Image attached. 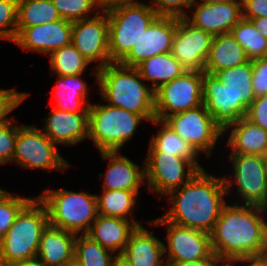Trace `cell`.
Listing matches in <instances>:
<instances>
[{"mask_svg": "<svg viewBox=\"0 0 267 266\" xmlns=\"http://www.w3.org/2000/svg\"><path fill=\"white\" fill-rule=\"evenodd\" d=\"M267 208L225 204L210 234L211 247L226 266L267 259Z\"/></svg>", "mask_w": 267, "mask_h": 266, "instance_id": "obj_1", "label": "cell"}, {"mask_svg": "<svg viewBox=\"0 0 267 266\" xmlns=\"http://www.w3.org/2000/svg\"><path fill=\"white\" fill-rule=\"evenodd\" d=\"M229 193L224 178L199 170L180 188L166 196L173 205L162 217L171 223L211 234Z\"/></svg>", "mask_w": 267, "mask_h": 266, "instance_id": "obj_2", "label": "cell"}, {"mask_svg": "<svg viewBox=\"0 0 267 266\" xmlns=\"http://www.w3.org/2000/svg\"><path fill=\"white\" fill-rule=\"evenodd\" d=\"M92 73L96 75L102 99L108 105L155 119L154 90L147 86L136 67L111 62ZM149 87V88H148Z\"/></svg>", "mask_w": 267, "mask_h": 266, "instance_id": "obj_3", "label": "cell"}, {"mask_svg": "<svg viewBox=\"0 0 267 266\" xmlns=\"http://www.w3.org/2000/svg\"><path fill=\"white\" fill-rule=\"evenodd\" d=\"M48 224L45 205L38 197H33L0 242V266L35 258L42 232Z\"/></svg>", "mask_w": 267, "mask_h": 266, "instance_id": "obj_4", "label": "cell"}, {"mask_svg": "<svg viewBox=\"0 0 267 266\" xmlns=\"http://www.w3.org/2000/svg\"><path fill=\"white\" fill-rule=\"evenodd\" d=\"M109 19V57L121 62L137 43L143 32L159 16L148 4L123 2L104 8Z\"/></svg>", "mask_w": 267, "mask_h": 266, "instance_id": "obj_5", "label": "cell"}, {"mask_svg": "<svg viewBox=\"0 0 267 266\" xmlns=\"http://www.w3.org/2000/svg\"><path fill=\"white\" fill-rule=\"evenodd\" d=\"M96 195L48 188L37 197L47 209L50 225L78 235L87 234L98 216Z\"/></svg>", "mask_w": 267, "mask_h": 266, "instance_id": "obj_6", "label": "cell"}, {"mask_svg": "<svg viewBox=\"0 0 267 266\" xmlns=\"http://www.w3.org/2000/svg\"><path fill=\"white\" fill-rule=\"evenodd\" d=\"M146 120L142 115L110 105L89 106L88 138L102 151H120L132 139L138 124Z\"/></svg>", "mask_w": 267, "mask_h": 266, "instance_id": "obj_7", "label": "cell"}, {"mask_svg": "<svg viewBox=\"0 0 267 266\" xmlns=\"http://www.w3.org/2000/svg\"><path fill=\"white\" fill-rule=\"evenodd\" d=\"M154 100L155 119L161 121L203 105V71L186 70L154 91Z\"/></svg>", "mask_w": 267, "mask_h": 266, "instance_id": "obj_8", "label": "cell"}, {"mask_svg": "<svg viewBox=\"0 0 267 266\" xmlns=\"http://www.w3.org/2000/svg\"><path fill=\"white\" fill-rule=\"evenodd\" d=\"M146 157L145 185L160 196L188 183L199 171L189 159L157 152L150 144Z\"/></svg>", "mask_w": 267, "mask_h": 266, "instance_id": "obj_9", "label": "cell"}, {"mask_svg": "<svg viewBox=\"0 0 267 266\" xmlns=\"http://www.w3.org/2000/svg\"><path fill=\"white\" fill-rule=\"evenodd\" d=\"M13 162L24 168L63 172L71 166L58 153L56 144L34 125L18 126Z\"/></svg>", "mask_w": 267, "mask_h": 266, "instance_id": "obj_10", "label": "cell"}, {"mask_svg": "<svg viewBox=\"0 0 267 266\" xmlns=\"http://www.w3.org/2000/svg\"><path fill=\"white\" fill-rule=\"evenodd\" d=\"M164 122L198 153L204 152L208 156L213 154L212 149L223 135V129L214 121L204 104L170 115Z\"/></svg>", "mask_w": 267, "mask_h": 266, "instance_id": "obj_11", "label": "cell"}, {"mask_svg": "<svg viewBox=\"0 0 267 266\" xmlns=\"http://www.w3.org/2000/svg\"><path fill=\"white\" fill-rule=\"evenodd\" d=\"M234 179L223 176L227 191L232 184L244 204L258 205L267 208V177L263 155L230 153Z\"/></svg>", "mask_w": 267, "mask_h": 266, "instance_id": "obj_12", "label": "cell"}, {"mask_svg": "<svg viewBox=\"0 0 267 266\" xmlns=\"http://www.w3.org/2000/svg\"><path fill=\"white\" fill-rule=\"evenodd\" d=\"M149 222L152 227H167V245L164 244L167 266L209 258L213 254L210 234L168 222L162 216Z\"/></svg>", "mask_w": 267, "mask_h": 266, "instance_id": "obj_13", "label": "cell"}, {"mask_svg": "<svg viewBox=\"0 0 267 266\" xmlns=\"http://www.w3.org/2000/svg\"><path fill=\"white\" fill-rule=\"evenodd\" d=\"M109 19L103 9L94 17L73 22L72 45L91 63L98 61L96 68L111 63L109 57Z\"/></svg>", "mask_w": 267, "mask_h": 266, "instance_id": "obj_14", "label": "cell"}, {"mask_svg": "<svg viewBox=\"0 0 267 266\" xmlns=\"http://www.w3.org/2000/svg\"><path fill=\"white\" fill-rule=\"evenodd\" d=\"M213 36L193 26L185 17L177 18L171 54L187 69L204 71Z\"/></svg>", "mask_w": 267, "mask_h": 266, "instance_id": "obj_15", "label": "cell"}, {"mask_svg": "<svg viewBox=\"0 0 267 266\" xmlns=\"http://www.w3.org/2000/svg\"><path fill=\"white\" fill-rule=\"evenodd\" d=\"M176 26L177 17L158 16L120 63L136 67L152 56L171 52Z\"/></svg>", "mask_w": 267, "mask_h": 266, "instance_id": "obj_16", "label": "cell"}, {"mask_svg": "<svg viewBox=\"0 0 267 266\" xmlns=\"http://www.w3.org/2000/svg\"><path fill=\"white\" fill-rule=\"evenodd\" d=\"M73 22L60 19L34 27L17 28L14 40L22 49L45 55L71 44Z\"/></svg>", "mask_w": 267, "mask_h": 266, "instance_id": "obj_17", "label": "cell"}, {"mask_svg": "<svg viewBox=\"0 0 267 266\" xmlns=\"http://www.w3.org/2000/svg\"><path fill=\"white\" fill-rule=\"evenodd\" d=\"M192 7L195 8L192 18L187 15L185 19L212 36L230 33L231 29L242 19L241 0L215 4L192 3L190 8Z\"/></svg>", "mask_w": 267, "mask_h": 266, "instance_id": "obj_18", "label": "cell"}, {"mask_svg": "<svg viewBox=\"0 0 267 266\" xmlns=\"http://www.w3.org/2000/svg\"><path fill=\"white\" fill-rule=\"evenodd\" d=\"M89 113H69L53 108L41 130L56 145H75L88 138Z\"/></svg>", "mask_w": 267, "mask_h": 266, "instance_id": "obj_19", "label": "cell"}, {"mask_svg": "<svg viewBox=\"0 0 267 266\" xmlns=\"http://www.w3.org/2000/svg\"><path fill=\"white\" fill-rule=\"evenodd\" d=\"M100 153L103 160H108V167L103 178V189L139 191V187L146 184L145 164L140 167L119 151Z\"/></svg>", "mask_w": 267, "mask_h": 266, "instance_id": "obj_20", "label": "cell"}, {"mask_svg": "<svg viewBox=\"0 0 267 266\" xmlns=\"http://www.w3.org/2000/svg\"><path fill=\"white\" fill-rule=\"evenodd\" d=\"M232 93V110L240 117H246L247 109L256 98L253 92L252 60L214 74Z\"/></svg>", "mask_w": 267, "mask_h": 266, "instance_id": "obj_21", "label": "cell"}, {"mask_svg": "<svg viewBox=\"0 0 267 266\" xmlns=\"http://www.w3.org/2000/svg\"><path fill=\"white\" fill-rule=\"evenodd\" d=\"M77 234L50 224L43 230L37 258L47 266H63L74 257Z\"/></svg>", "mask_w": 267, "mask_h": 266, "instance_id": "obj_22", "label": "cell"}, {"mask_svg": "<svg viewBox=\"0 0 267 266\" xmlns=\"http://www.w3.org/2000/svg\"><path fill=\"white\" fill-rule=\"evenodd\" d=\"M142 225L131 233L122 254L132 266H167L163 257L164 243Z\"/></svg>", "mask_w": 267, "mask_h": 266, "instance_id": "obj_23", "label": "cell"}, {"mask_svg": "<svg viewBox=\"0 0 267 266\" xmlns=\"http://www.w3.org/2000/svg\"><path fill=\"white\" fill-rule=\"evenodd\" d=\"M203 104L224 130L240 117L232 110V93L215 75L203 71Z\"/></svg>", "mask_w": 267, "mask_h": 266, "instance_id": "obj_24", "label": "cell"}, {"mask_svg": "<svg viewBox=\"0 0 267 266\" xmlns=\"http://www.w3.org/2000/svg\"><path fill=\"white\" fill-rule=\"evenodd\" d=\"M136 228L131 220L98 214L87 235L113 253L122 254Z\"/></svg>", "mask_w": 267, "mask_h": 266, "instance_id": "obj_25", "label": "cell"}, {"mask_svg": "<svg viewBox=\"0 0 267 266\" xmlns=\"http://www.w3.org/2000/svg\"><path fill=\"white\" fill-rule=\"evenodd\" d=\"M228 130H230V134L227 145L232 149L230 153L265 154L267 149V131L260 126L253 124L244 117L228 125L223 130V134Z\"/></svg>", "mask_w": 267, "mask_h": 266, "instance_id": "obj_26", "label": "cell"}, {"mask_svg": "<svg viewBox=\"0 0 267 266\" xmlns=\"http://www.w3.org/2000/svg\"><path fill=\"white\" fill-rule=\"evenodd\" d=\"M248 60L244 49L231 33L213 36L204 72L214 75L219 70L233 68Z\"/></svg>", "mask_w": 267, "mask_h": 266, "instance_id": "obj_27", "label": "cell"}, {"mask_svg": "<svg viewBox=\"0 0 267 266\" xmlns=\"http://www.w3.org/2000/svg\"><path fill=\"white\" fill-rule=\"evenodd\" d=\"M81 75H57L53 94L56 103L54 108L69 113H89L91 103L86 100L88 86Z\"/></svg>", "mask_w": 267, "mask_h": 266, "instance_id": "obj_28", "label": "cell"}, {"mask_svg": "<svg viewBox=\"0 0 267 266\" xmlns=\"http://www.w3.org/2000/svg\"><path fill=\"white\" fill-rule=\"evenodd\" d=\"M136 69L143 81L152 82L150 87L154 91L161 85L181 76L187 70L171 52L152 56L138 64Z\"/></svg>", "mask_w": 267, "mask_h": 266, "instance_id": "obj_29", "label": "cell"}, {"mask_svg": "<svg viewBox=\"0 0 267 266\" xmlns=\"http://www.w3.org/2000/svg\"><path fill=\"white\" fill-rule=\"evenodd\" d=\"M102 190L103 194L96 195L98 214L131 220L137 226H141V224L131 215L133 213L132 210L135 209L137 203L136 197L138 196L139 191Z\"/></svg>", "mask_w": 267, "mask_h": 266, "instance_id": "obj_30", "label": "cell"}, {"mask_svg": "<svg viewBox=\"0 0 267 266\" xmlns=\"http://www.w3.org/2000/svg\"><path fill=\"white\" fill-rule=\"evenodd\" d=\"M153 124H163L156 135H152L150 145L157 152H165V154H173L175 156L189 159L199 170L202 166L198 163V152L189 143L184 141L170 126L164 121L154 119Z\"/></svg>", "mask_w": 267, "mask_h": 266, "instance_id": "obj_31", "label": "cell"}, {"mask_svg": "<svg viewBox=\"0 0 267 266\" xmlns=\"http://www.w3.org/2000/svg\"><path fill=\"white\" fill-rule=\"evenodd\" d=\"M60 19L52 0H18L17 28L34 27Z\"/></svg>", "mask_w": 267, "mask_h": 266, "instance_id": "obj_32", "label": "cell"}, {"mask_svg": "<svg viewBox=\"0 0 267 266\" xmlns=\"http://www.w3.org/2000/svg\"><path fill=\"white\" fill-rule=\"evenodd\" d=\"M230 33L242 46L249 60L267 57V38L262 36L250 20L242 18Z\"/></svg>", "mask_w": 267, "mask_h": 266, "instance_id": "obj_33", "label": "cell"}, {"mask_svg": "<svg viewBox=\"0 0 267 266\" xmlns=\"http://www.w3.org/2000/svg\"><path fill=\"white\" fill-rule=\"evenodd\" d=\"M48 58L51 76L55 73L62 76L83 74L90 64L72 43L53 51Z\"/></svg>", "mask_w": 267, "mask_h": 266, "instance_id": "obj_34", "label": "cell"}, {"mask_svg": "<svg viewBox=\"0 0 267 266\" xmlns=\"http://www.w3.org/2000/svg\"><path fill=\"white\" fill-rule=\"evenodd\" d=\"M114 254L87 234H78L75 239L74 256L83 266H111Z\"/></svg>", "mask_w": 267, "mask_h": 266, "instance_id": "obj_35", "label": "cell"}, {"mask_svg": "<svg viewBox=\"0 0 267 266\" xmlns=\"http://www.w3.org/2000/svg\"><path fill=\"white\" fill-rule=\"evenodd\" d=\"M30 197L14 196L9 191L0 192V242L13 225L20 211L32 200Z\"/></svg>", "mask_w": 267, "mask_h": 266, "instance_id": "obj_36", "label": "cell"}, {"mask_svg": "<svg viewBox=\"0 0 267 266\" xmlns=\"http://www.w3.org/2000/svg\"><path fill=\"white\" fill-rule=\"evenodd\" d=\"M61 19L77 21L94 17L91 11L103 10L100 0H52ZM101 7V8H100ZM90 14V16H89Z\"/></svg>", "mask_w": 267, "mask_h": 266, "instance_id": "obj_37", "label": "cell"}, {"mask_svg": "<svg viewBox=\"0 0 267 266\" xmlns=\"http://www.w3.org/2000/svg\"><path fill=\"white\" fill-rule=\"evenodd\" d=\"M18 0H0V39L14 42L17 36Z\"/></svg>", "mask_w": 267, "mask_h": 266, "instance_id": "obj_38", "label": "cell"}, {"mask_svg": "<svg viewBox=\"0 0 267 266\" xmlns=\"http://www.w3.org/2000/svg\"><path fill=\"white\" fill-rule=\"evenodd\" d=\"M18 125L12 121L0 124V165L13 162Z\"/></svg>", "mask_w": 267, "mask_h": 266, "instance_id": "obj_39", "label": "cell"}, {"mask_svg": "<svg viewBox=\"0 0 267 266\" xmlns=\"http://www.w3.org/2000/svg\"><path fill=\"white\" fill-rule=\"evenodd\" d=\"M29 95L13 89H0V124L15 121L8 119L7 115L17 108Z\"/></svg>", "mask_w": 267, "mask_h": 266, "instance_id": "obj_40", "label": "cell"}, {"mask_svg": "<svg viewBox=\"0 0 267 266\" xmlns=\"http://www.w3.org/2000/svg\"><path fill=\"white\" fill-rule=\"evenodd\" d=\"M150 6L159 16L186 17V8H190L192 0H151ZM186 7V8H185Z\"/></svg>", "mask_w": 267, "mask_h": 266, "instance_id": "obj_41", "label": "cell"}, {"mask_svg": "<svg viewBox=\"0 0 267 266\" xmlns=\"http://www.w3.org/2000/svg\"><path fill=\"white\" fill-rule=\"evenodd\" d=\"M253 92L255 97L267 95V57L252 60Z\"/></svg>", "mask_w": 267, "mask_h": 266, "instance_id": "obj_42", "label": "cell"}, {"mask_svg": "<svg viewBox=\"0 0 267 266\" xmlns=\"http://www.w3.org/2000/svg\"><path fill=\"white\" fill-rule=\"evenodd\" d=\"M245 118L267 131V95L253 100L247 109Z\"/></svg>", "mask_w": 267, "mask_h": 266, "instance_id": "obj_43", "label": "cell"}, {"mask_svg": "<svg viewBox=\"0 0 267 266\" xmlns=\"http://www.w3.org/2000/svg\"><path fill=\"white\" fill-rule=\"evenodd\" d=\"M242 18L255 19L267 17V0H241Z\"/></svg>", "mask_w": 267, "mask_h": 266, "instance_id": "obj_44", "label": "cell"}, {"mask_svg": "<svg viewBox=\"0 0 267 266\" xmlns=\"http://www.w3.org/2000/svg\"><path fill=\"white\" fill-rule=\"evenodd\" d=\"M174 266H226V262L220 259L215 253H213L209 258L187 262H178Z\"/></svg>", "mask_w": 267, "mask_h": 266, "instance_id": "obj_45", "label": "cell"}, {"mask_svg": "<svg viewBox=\"0 0 267 266\" xmlns=\"http://www.w3.org/2000/svg\"><path fill=\"white\" fill-rule=\"evenodd\" d=\"M254 27L267 38V17H260L255 19H249Z\"/></svg>", "mask_w": 267, "mask_h": 266, "instance_id": "obj_46", "label": "cell"}, {"mask_svg": "<svg viewBox=\"0 0 267 266\" xmlns=\"http://www.w3.org/2000/svg\"><path fill=\"white\" fill-rule=\"evenodd\" d=\"M8 266H47V265H45L37 257H35V258L29 259V260L14 262Z\"/></svg>", "mask_w": 267, "mask_h": 266, "instance_id": "obj_47", "label": "cell"}, {"mask_svg": "<svg viewBox=\"0 0 267 266\" xmlns=\"http://www.w3.org/2000/svg\"><path fill=\"white\" fill-rule=\"evenodd\" d=\"M111 266H132L123 254H115Z\"/></svg>", "mask_w": 267, "mask_h": 266, "instance_id": "obj_48", "label": "cell"}, {"mask_svg": "<svg viewBox=\"0 0 267 266\" xmlns=\"http://www.w3.org/2000/svg\"><path fill=\"white\" fill-rule=\"evenodd\" d=\"M102 8H107L109 6L115 5L117 3L123 2H135V0H100Z\"/></svg>", "mask_w": 267, "mask_h": 266, "instance_id": "obj_49", "label": "cell"}, {"mask_svg": "<svg viewBox=\"0 0 267 266\" xmlns=\"http://www.w3.org/2000/svg\"><path fill=\"white\" fill-rule=\"evenodd\" d=\"M232 0H192V3H204V4H215V3H223Z\"/></svg>", "mask_w": 267, "mask_h": 266, "instance_id": "obj_50", "label": "cell"}, {"mask_svg": "<svg viewBox=\"0 0 267 266\" xmlns=\"http://www.w3.org/2000/svg\"><path fill=\"white\" fill-rule=\"evenodd\" d=\"M247 266H267V259L258 261H245Z\"/></svg>", "mask_w": 267, "mask_h": 266, "instance_id": "obj_51", "label": "cell"}, {"mask_svg": "<svg viewBox=\"0 0 267 266\" xmlns=\"http://www.w3.org/2000/svg\"><path fill=\"white\" fill-rule=\"evenodd\" d=\"M63 266H83L77 258L74 256L71 260L65 263Z\"/></svg>", "mask_w": 267, "mask_h": 266, "instance_id": "obj_52", "label": "cell"}, {"mask_svg": "<svg viewBox=\"0 0 267 266\" xmlns=\"http://www.w3.org/2000/svg\"><path fill=\"white\" fill-rule=\"evenodd\" d=\"M264 162H265V172L267 177V157H264Z\"/></svg>", "mask_w": 267, "mask_h": 266, "instance_id": "obj_53", "label": "cell"}, {"mask_svg": "<svg viewBox=\"0 0 267 266\" xmlns=\"http://www.w3.org/2000/svg\"><path fill=\"white\" fill-rule=\"evenodd\" d=\"M264 157H267V149H266V152H265V154L263 155Z\"/></svg>", "mask_w": 267, "mask_h": 266, "instance_id": "obj_54", "label": "cell"}]
</instances>
